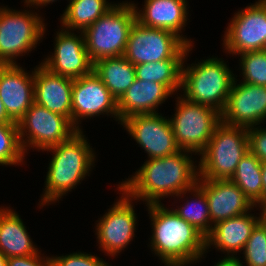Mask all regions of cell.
Returning <instances> with one entry per match:
<instances>
[{
    "label": "cell",
    "mask_w": 266,
    "mask_h": 266,
    "mask_svg": "<svg viewBox=\"0 0 266 266\" xmlns=\"http://www.w3.org/2000/svg\"><path fill=\"white\" fill-rule=\"evenodd\" d=\"M234 14L224 34L223 50L233 56L266 50V0H258Z\"/></svg>",
    "instance_id": "cell-11"
},
{
    "label": "cell",
    "mask_w": 266,
    "mask_h": 266,
    "mask_svg": "<svg viewBox=\"0 0 266 266\" xmlns=\"http://www.w3.org/2000/svg\"><path fill=\"white\" fill-rule=\"evenodd\" d=\"M93 72L117 101L136 79L135 65L124 56L103 58L94 62Z\"/></svg>",
    "instance_id": "cell-24"
},
{
    "label": "cell",
    "mask_w": 266,
    "mask_h": 266,
    "mask_svg": "<svg viewBox=\"0 0 266 266\" xmlns=\"http://www.w3.org/2000/svg\"><path fill=\"white\" fill-rule=\"evenodd\" d=\"M61 29L56 32L54 52L41 64L50 72L71 79L90 74L93 63L85 47L83 32L77 35L74 31Z\"/></svg>",
    "instance_id": "cell-15"
},
{
    "label": "cell",
    "mask_w": 266,
    "mask_h": 266,
    "mask_svg": "<svg viewBox=\"0 0 266 266\" xmlns=\"http://www.w3.org/2000/svg\"><path fill=\"white\" fill-rule=\"evenodd\" d=\"M181 93L186 100L222 113L235 75L222 58L212 56L191 66L183 63Z\"/></svg>",
    "instance_id": "cell-4"
},
{
    "label": "cell",
    "mask_w": 266,
    "mask_h": 266,
    "mask_svg": "<svg viewBox=\"0 0 266 266\" xmlns=\"http://www.w3.org/2000/svg\"><path fill=\"white\" fill-rule=\"evenodd\" d=\"M249 151L261 162L266 161V128L255 126L248 128Z\"/></svg>",
    "instance_id": "cell-33"
},
{
    "label": "cell",
    "mask_w": 266,
    "mask_h": 266,
    "mask_svg": "<svg viewBox=\"0 0 266 266\" xmlns=\"http://www.w3.org/2000/svg\"><path fill=\"white\" fill-rule=\"evenodd\" d=\"M105 114L119 121L117 100L101 79L93 71L88 75L73 79L72 124L78 130H82L79 127L82 119L89 117L91 119Z\"/></svg>",
    "instance_id": "cell-14"
},
{
    "label": "cell",
    "mask_w": 266,
    "mask_h": 266,
    "mask_svg": "<svg viewBox=\"0 0 266 266\" xmlns=\"http://www.w3.org/2000/svg\"><path fill=\"white\" fill-rule=\"evenodd\" d=\"M73 79L50 72L41 63L34 68V102L72 122Z\"/></svg>",
    "instance_id": "cell-20"
},
{
    "label": "cell",
    "mask_w": 266,
    "mask_h": 266,
    "mask_svg": "<svg viewBox=\"0 0 266 266\" xmlns=\"http://www.w3.org/2000/svg\"><path fill=\"white\" fill-rule=\"evenodd\" d=\"M243 266H266V226L259 222L252 230L243 253Z\"/></svg>",
    "instance_id": "cell-31"
},
{
    "label": "cell",
    "mask_w": 266,
    "mask_h": 266,
    "mask_svg": "<svg viewBox=\"0 0 266 266\" xmlns=\"http://www.w3.org/2000/svg\"><path fill=\"white\" fill-rule=\"evenodd\" d=\"M240 55L243 83L266 86V50L248 51Z\"/></svg>",
    "instance_id": "cell-30"
},
{
    "label": "cell",
    "mask_w": 266,
    "mask_h": 266,
    "mask_svg": "<svg viewBox=\"0 0 266 266\" xmlns=\"http://www.w3.org/2000/svg\"><path fill=\"white\" fill-rule=\"evenodd\" d=\"M43 18L30 10L0 7V64H17L19 56L31 52L46 31ZM18 57V58H17Z\"/></svg>",
    "instance_id": "cell-7"
},
{
    "label": "cell",
    "mask_w": 266,
    "mask_h": 266,
    "mask_svg": "<svg viewBox=\"0 0 266 266\" xmlns=\"http://www.w3.org/2000/svg\"><path fill=\"white\" fill-rule=\"evenodd\" d=\"M249 151L248 128L220 122L199 154L198 178L228 180Z\"/></svg>",
    "instance_id": "cell-5"
},
{
    "label": "cell",
    "mask_w": 266,
    "mask_h": 266,
    "mask_svg": "<svg viewBox=\"0 0 266 266\" xmlns=\"http://www.w3.org/2000/svg\"><path fill=\"white\" fill-rule=\"evenodd\" d=\"M87 140L83 130H79L67 141L44 150L51 151L53 157L48 165L46 188L38 205L44 207L61 200L89 176L95 166L96 153Z\"/></svg>",
    "instance_id": "cell-3"
},
{
    "label": "cell",
    "mask_w": 266,
    "mask_h": 266,
    "mask_svg": "<svg viewBox=\"0 0 266 266\" xmlns=\"http://www.w3.org/2000/svg\"><path fill=\"white\" fill-rule=\"evenodd\" d=\"M237 256H224L223 259H220L217 263L214 264V266H243L241 263L242 260H239Z\"/></svg>",
    "instance_id": "cell-36"
},
{
    "label": "cell",
    "mask_w": 266,
    "mask_h": 266,
    "mask_svg": "<svg viewBox=\"0 0 266 266\" xmlns=\"http://www.w3.org/2000/svg\"><path fill=\"white\" fill-rule=\"evenodd\" d=\"M114 5L107 0H70L60 18L61 28L83 32Z\"/></svg>",
    "instance_id": "cell-25"
},
{
    "label": "cell",
    "mask_w": 266,
    "mask_h": 266,
    "mask_svg": "<svg viewBox=\"0 0 266 266\" xmlns=\"http://www.w3.org/2000/svg\"><path fill=\"white\" fill-rule=\"evenodd\" d=\"M51 266H112L95 254L76 252L62 256H52Z\"/></svg>",
    "instance_id": "cell-32"
},
{
    "label": "cell",
    "mask_w": 266,
    "mask_h": 266,
    "mask_svg": "<svg viewBox=\"0 0 266 266\" xmlns=\"http://www.w3.org/2000/svg\"><path fill=\"white\" fill-rule=\"evenodd\" d=\"M0 207V253L6 258L39 253L21 217L10 207Z\"/></svg>",
    "instance_id": "cell-23"
},
{
    "label": "cell",
    "mask_w": 266,
    "mask_h": 266,
    "mask_svg": "<svg viewBox=\"0 0 266 266\" xmlns=\"http://www.w3.org/2000/svg\"><path fill=\"white\" fill-rule=\"evenodd\" d=\"M260 208V213L259 217H260V222L266 226V204H261L260 206H258Z\"/></svg>",
    "instance_id": "cell-39"
},
{
    "label": "cell",
    "mask_w": 266,
    "mask_h": 266,
    "mask_svg": "<svg viewBox=\"0 0 266 266\" xmlns=\"http://www.w3.org/2000/svg\"><path fill=\"white\" fill-rule=\"evenodd\" d=\"M261 161L250 151L240 160L231 181L255 204L262 197Z\"/></svg>",
    "instance_id": "cell-27"
},
{
    "label": "cell",
    "mask_w": 266,
    "mask_h": 266,
    "mask_svg": "<svg viewBox=\"0 0 266 266\" xmlns=\"http://www.w3.org/2000/svg\"><path fill=\"white\" fill-rule=\"evenodd\" d=\"M187 2V0H145L141 10L135 3L132 2V4L136 13V21L142 26L169 30L187 45L193 46V42L181 34V30L185 29L187 20H189L187 17L189 3Z\"/></svg>",
    "instance_id": "cell-19"
},
{
    "label": "cell",
    "mask_w": 266,
    "mask_h": 266,
    "mask_svg": "<svg viewBox=\"0 0 266 266\" xmlns=\"http://www.w3.org/2000/svg\"><path fill=\"white\" fill-rule=\"evenodd\" d=\"M237 81L235 77L221 121L246 128L259 125L266 120V86Z\"/></svg>",
    "instance_id": "cell-16"
},
{
    "label": "cell",
    "mask_w": 266,
    "mask_h": 266,
    "mask_svg": "<svg viewBox=\"0 0 266 266\" xmlns=\"http://www.w3.org/2000/svg\"><path fill=\"white\" fill-rule=\"evenodd\" d=\"M0 266H7V258L0 253Z\"/></svg>",
    "instance_id": "cell-40"
},
{
    "label": "cell",
    "mask_w": 266,
    "mask_h": 266,
    "mask_svg": "<svg viewBox=\"0 0 266 266\" xmlns=\"http://www.w3.org/2000/svg\"><path fill=\"white\" fill-rule=\"evenodd\" d=\"M34 71L17 64H0V99L8 117L18 121L34 103Z\"/></svg>",
    "instance_id": "cell-18"
},
{
    "label": "cell",
    "mask_w": 266,
    "mask_h": 266,
    "mask_svg": "<svg viewBox=\"0 0 266 266\" xmlns=\"http://www.w3.org/2000/svg\"><path fill=\"white\" fill-rule=\"evenodd\" d=\"M191 156V151L180 150L166 157L148 159L118 187L134 201L142 200L145 204L162 203L168 196L183 198L199 177L198 166Z\"/></svg>",
    "instance_id": "cell-1"
},
{
    "label": "cell",
    "mask_w": 266,
    "mask_h": 266,
    "mask_svg": "<svg viewBox=\"0 0 266 266\" xmlns=\"http://www.w3.org/2000/svg\"><path fill=\"white\" fill-rule=\"evenodd\" d=\"M250 212L214 224L205 237L206 251L213 245L217 250L227 253V256L233 257L238 252L241 253L252 230L260 222V217Z\"/></svg>",
    "instance_id": "cell-21"
},
{
    "label": "cell",
    "mask_w": 266,
    "mask_h": 266,
    "mask_svg": "<svg viewBox=\"0 0 266 266\" xmlns=\"http://www.w3.org/2000/svg\"><path fill=\"white\" fill-rule=\"evenodd\" d=\"M117 188L121 197L97 220L95 228L99 248L112 257L128 247L137 230V217L132 202L134 200Z\"/></svg>",
    "instance_id": "cell-12"
},
{
    "label": "cell",
    "mask_w": 266,
    "mask_h": 266,
    "mask_svg": "<svg viewBox=\"0 0 266 266\" xmlns=\"http://www.w3.org/2000/svg\"><path fill=\"white\" fill-rule=\"evenodd\" d=\"M17 125L20 143L25 153L34 147L44 152L45 149L67 141L79 131L67 117L51 112L36 102Z\"/></svg>",
    "instance_id": "cell-10"
},
{
    "label": "cell",
    "mask_w": 266,
    "mask_h": 266,
    "mask_svg": "<svg viewBox=\"0 0 266 266\" xmlns=\"http://www.w3.org/2000/svg\"><path fill=\"white\" fill-rule=\"evenodd\" d=\"M121 125L145 150L148 159L166 157L179 152L172 126L162 114H137L124 119Z\"/></svg>",
    "instance_id": "cell-13"
},
{
    "label": "cell",
    "mask_w": 266,
    "mask_h": 266,
    "mask_svg": "<svg viewBox=\"0 0 266 266\" xmlns=\"http://www.w3.org/2000/svg\"><path fill=\"white\" fill-rule=\"evenodd\" d=\"M191 47L169 30L145 27L135 21L123 56L133 65L165 59H187Z\"/></svg>",
    "instance_id": "cell-9"
},
{
    "label": "cell",
    "mask_w": 266,
    "mask_h": 266,
    "mask_svg": "<svg viewBox=\"0 0 266 266\" xmlns=\"http://www.w3.org/2000/svg\"><path fill=\"white\" fill-rule=\"evenodd\" d=\"M152 225L150 249L164 266H188L206 251L205 236L162 203L147 204Z\"/></svg>",
    "instance_id": "cell-2"
},
{
    "label": "cell",
    "mask_w": 266,
    "mask_h": 266,
    "mask_svg": "<svg viewBox=\"0 0 266 266\" xmlns=\"http://www.w3.org/2000/svg\"><path fill=\"white\" fill-rule=\"evenodd\" d=\"M170 95L172 97V93L163 84L136 78L117 101L120 124L133 115L158 113V107Z\"/></svg>",
    "instance_id": "cell-22"
},
{
    "label": "cell",
    "mask_w": 266,
    "mask_h": 266,
    "mask_svg": "<svg viewBox=\"0 0 266 266\" xmlns=\"http://www.w3.org/2000/svg\"><path fill=\"white\" fill-rule=\"evenodd\" d=\"M196 185L207 198L212 227L216 223L254 210L255 205L230 179L198 178Z\"/></svg>",
    "instance_id": "cell-17"
},
{
    "label": "cell",
    "mask_w": 266,
    "mask_h": 266,
    "mask_svg": "<svg viewBox=\"0 0 266 266\" xmlns=\"http://www.w3.org/2000/svg\"><path fill=\"white\" fill-rule=\"evenodd\" d=\"M0 123H16L13 122L7 115L5 107L0 99Z\"/></svg>",
    "instance_id": "cell-38"
},
{
    "label": "cell",
    "mask_w": 266,
    "mask_h": 266,
    "mask_svg": "<svg viewBox=\"0 0 266 266\" xmlns=\"http://www.w3.org/2000/svg\"><path fill=\"white\" fill-rule=\"evenodd\" d=\"M41 255L40 251L34 255L10 257L7 258V266H51V257Z\"/></svg>",
    "instance_id": "cell-34"
},
{
    "label": "cell",
    "mask_w": 266,
    "mask_h": 266,
    "mask_svg": "<svg viewBox=\"0 0 266 266\" xmlns=\"http://www.w3.org/2000/svg\"><path fill=\"white\" fill-rule=\"evenodd\" d=\"M24 159L17 123H0V166L23 165Z\"/></svg>",
    "instance_id": "cell-29"
},
{
    "label": "cell",
    "mask_w": 266,
    "mask_h": 266,
    "mask_svg": "<svg viewBox=\"0 0 266 266\" xmlns=\"http://www.w3.org/2000/svg\"><path fill=\"white\" fill-rule=\"evenodd\" d=\"M54 1L56 2L57 0H24V5H26V7L29 6V8H32L33 6L35 9H38L39 7L43 8V6L50 5V3L52 4Z\"/></svg>",
    "instance_id": "cell-37"
},
{
    "label": "cell",
    "mask_w": 266,
    "mask_h": 266,
    "mask_svg": "<svg viewBox=\"0 0 266 266\" xmlns=\"http://www.w3.org/2000/svg\"><path fill=\"white\" fill-rule=\"evenodd\" d=\"M188 193L195 198L186 199L182 206L172 210L206 237L212 230V223L205 193L197 185L188 190Z\"/></svg>",
    "instance_id": "cell-28"
},
{
    "label": "cell",
    "mask_w": 266,
    "mask_h": 266,
    "mask_svg": "<svg viewBox=\"0 0 266 266\" xmlns=\"http://www.w3.org/2000/svg\"><path fill=\"white\" fill-rule=\"evenodd\" d=\"M184 61L186 60L165 59L159 62L141 63L135 65V75L137 79L143 81L163 84L172 94H176L181 89Z\"/></svg>",
    "instance_id": "cell-26"
},
{
    "label": "cell",
    "mask_w": 266,
    "mask_h": 266,
    "mask_svg": "<svg viewBox=\"0 0 266 266\" xmlns=\"http://www.w3.org/2000/svg\"><path fill=\"white\" fill-rule=\"evenodd\" d=\"M262 197L254 204L255 207L266 204V161L261 163Z\"/></svg>",
    "instance_id": "cell-35"
},
{
    "label": "cell",
    "mask_w": 266,
    "mask_h": 266,
    "mask_svg": "<svg viewBox=\"0 0 266 266\" xmlns=\"http://www.w3.org/2000/svg\"><path fill=\"white\" fill-rule=\"evenodd\" d=\"M175 114L169 118L175 141L181 150L199 155L221 122V113L215 109L177 97Z\"/></svg>",
    "instance_id": "cell-8"
},
{
    "label": "cell",
    "mask_w": 266,
    "mask_h": 266,
    "mask_svg": "<svg viewBox=\"0 0 266 266\" xmlns=\"http://www.w3.org/2000/svg\"><path fill=\"white\" fill-rule=\"evenodd\" d=\"M136 13L131 2L116 3L83 31L85 47L92 63L123 56Z\"/></svg>",
    "instance_id": "cell-6"
}]
</instances>
